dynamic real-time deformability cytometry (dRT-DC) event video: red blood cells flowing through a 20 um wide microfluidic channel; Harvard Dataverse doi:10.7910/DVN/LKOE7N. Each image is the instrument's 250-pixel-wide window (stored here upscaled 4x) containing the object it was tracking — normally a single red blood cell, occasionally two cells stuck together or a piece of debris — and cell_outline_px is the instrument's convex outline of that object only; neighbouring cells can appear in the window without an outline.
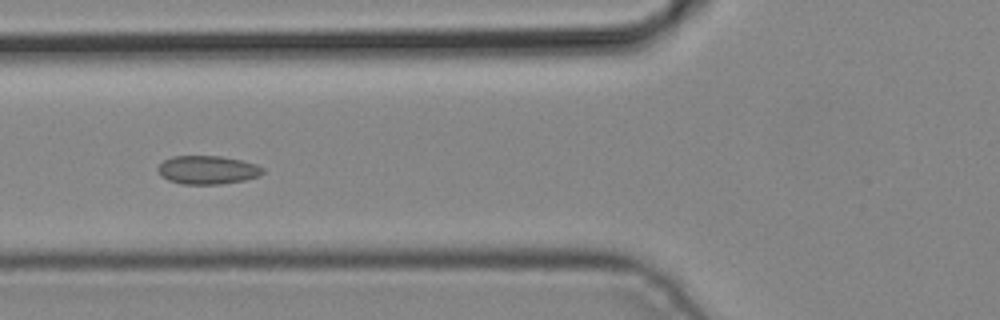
{"species": "common noctule bat (a hibernating species)", "species_latin": "Nyctalus noctula", "temperature_condition": "cold", "stored_images_in_passage": 6, "camera_frame_rate_fps": 3000, "um_per_image_px": 0.085, "animal": {"sex": "male", "body_mass_g": 19.2, "forearm_length_mm": 51.8}, "frame": {"image": 1, "passage_image": 6, "time_ms": 1.667, "image_size_px": [1000, 320], "cell_outline_px": [[264, 172], [260, 176], [244, 180], [220, 184], [180, 184], [168, 180], [160, 176], [156, 168], [164, 160], [172, 156], [220, 156], [240, 160], [256, 164], [264, 168]], "centroid_in_image_um": [17.62, 14.45], "position_along_channel_um": 108.2, "area_um2": 17.51}}